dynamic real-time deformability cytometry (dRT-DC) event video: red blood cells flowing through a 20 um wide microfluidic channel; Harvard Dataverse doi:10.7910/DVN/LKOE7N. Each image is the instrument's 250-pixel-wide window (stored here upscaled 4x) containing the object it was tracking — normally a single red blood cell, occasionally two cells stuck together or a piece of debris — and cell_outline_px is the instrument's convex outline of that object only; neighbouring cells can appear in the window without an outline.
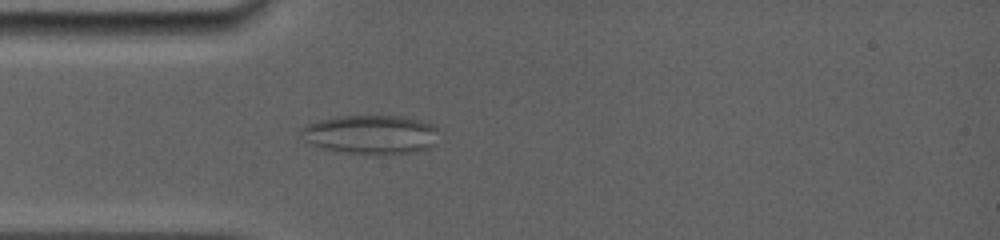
{"species": "common noctule bat (a hibernating species)", "species_latin": "Nyctalus noctula", "temperature_condition": "room temperature", "stored_images_in_passage": 27, "camera_frame_rate_fps": 5000, "um_per_image_px": 0.085, "animal": {"sex": "female", "body_mass_g": 19.0, "forearm_length_mm": 56.7}, "frame": {"image": 1, "passage_image": 7, "time_ms": 4.2, "image_size_px": [1000, 240], "cell_outline_px": [[436, 144], [428, 148], [412, 152], [344, 152], [324, 148], [312, 144], [300, 132], [300, 128], [316, 120], [336, 116], [400, 116], [420, 120], [432, 124], [436, 128]], "centroid_in_image_um": [31.52, 11.39], "position_along_channel_um": 53.5, "area_um2": 30.46}}
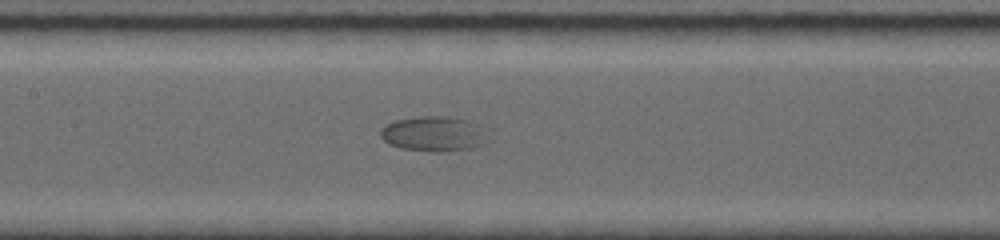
{"frame": {"image": 2, "passage_image": 13, "time_ms": 7.4, "image_size_px": [1000, 240], "cell_outline_px": [[496, 140], [472, 148], [440, 152], [432, 152], [400, 148], [388, 144], [380, 136], [380, 128], [384, 124], [396, 120], [416, 116], [448, 116], [468, 120], [492, 128]], "centroid_in_image_um": [37.05, 11.37], "position_along_channel_um": 170.3, "area_um2": 23.35}}
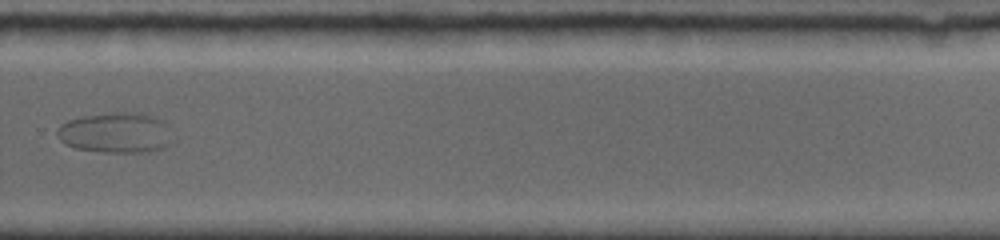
{"frame": {"image": 3, "passage_image": 21, "time_ms": 11.4, "image_size_px": [1000, 240], "cell_outline_px": [[172, 140], [164, 148], [140, 152], [100, 152], [76, 148], [64, 144], [60, 140], [56, 132], [56, 128], [60, 124], [68, 120], [84, 116], [120, 112], [140, 112], [156, 116], [164, 120]], "centroid_in_image_um": [9.82, 11.27], "position_along_channel_um": 320.0, "area_um2": 27.28}}